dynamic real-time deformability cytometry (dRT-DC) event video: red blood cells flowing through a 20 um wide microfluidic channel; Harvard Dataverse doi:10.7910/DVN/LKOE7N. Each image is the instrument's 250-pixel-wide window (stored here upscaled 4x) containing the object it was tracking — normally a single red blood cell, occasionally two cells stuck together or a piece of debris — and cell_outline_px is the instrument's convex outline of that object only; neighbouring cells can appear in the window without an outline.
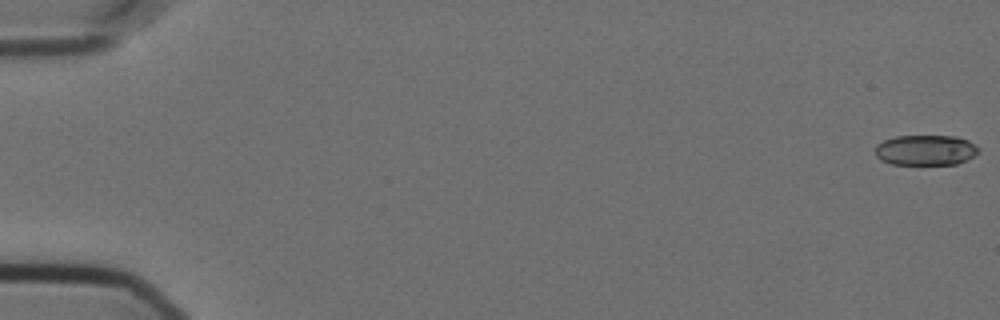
{"species": "Egyptian fruit bat (a non-hibernating species)", "species_latin": "Rousettus aegyptiacus", "temperature_condition": "cold", "stored_images_in_passage": 19, "camera_frame_rate_fps": 3000, "um_per_image_px": 0.085, "animal": {"sex": "female"}, "frame": {"image": 1, "passage_image": 1, "time_ms": 0.0, "image_size_px": [1000, 320], "cell_outline_px": [[980, 152], [976, 156], [968, 160], [956, 164], [892, 164], [880, 160], [876, 156], [876, 144], [884, 140], [896, 136], [956, 136], [968, 140], [976, 144], [980, 148]], "centroid_in_image_um": [78.73, 12.76], "position_along_channel_um": 6.3, "area_um2": 18.55}}
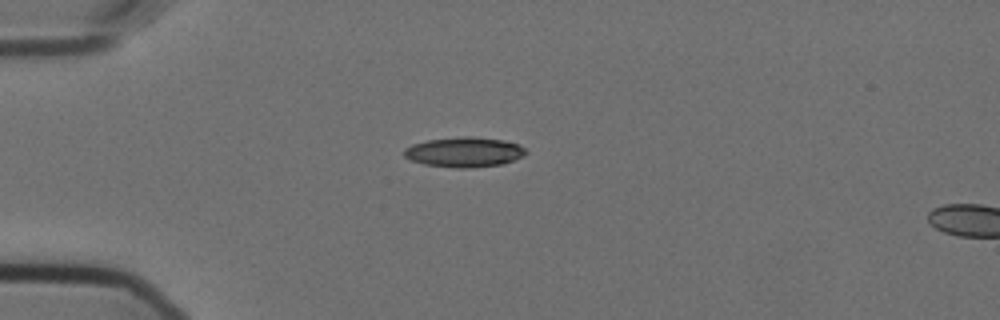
{"frame": {"image": 2, "passage_image": 16, "time_ms": 5.0, "image_size_px": [1000, 320], "cell_outline_px": [[528, 152], [524, 156], [504, 164], [472, 168], [456, 168], [424, 164], [412, 160], [404, 156], [404, 148], [412, 144], [428, 140], [464, 136], [504, 140], [516, 144], [524, 148]], "centroid_in_image_um": [39.47, 12.94], "position_along_channel_um": 45.5, "area_um2": 21.21}}